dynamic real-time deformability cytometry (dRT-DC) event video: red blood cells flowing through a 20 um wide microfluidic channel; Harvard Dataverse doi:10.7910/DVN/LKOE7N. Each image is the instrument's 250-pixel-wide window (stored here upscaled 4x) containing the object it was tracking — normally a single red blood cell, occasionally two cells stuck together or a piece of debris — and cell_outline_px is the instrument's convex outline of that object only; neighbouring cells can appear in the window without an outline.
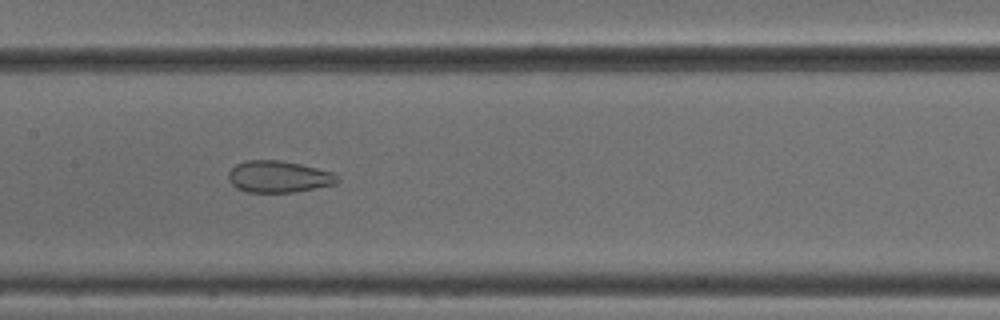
{"species": "common noctule bat (a hibernating species)", "species_latin": "Nyctalus noctula", "temperature_condition": "cold", "stored_images_in_passage": 52, "camera_frame_rate_fps": 3000, "um_per_image_px": 0.085, "animal": {"sex": "male", "body_mass_g": 18.8}, "frame": {"image": 1, "passage_image": 26, "time_ms": 8.333, "image_size_px": [1000, 320], "cell_outline_px": [[340, 180], [336, 184], [292, 192], [248, 192], [236, 188], [228, 180], [228, 172], [236, 164], [248, 160], [280, 160], [300, 164], [332, 172], [340, 176]], "centroid_in_image_um": [23.68, 15.01], "position_along_channel_um": 183.7, "area_um2": 20.11}}
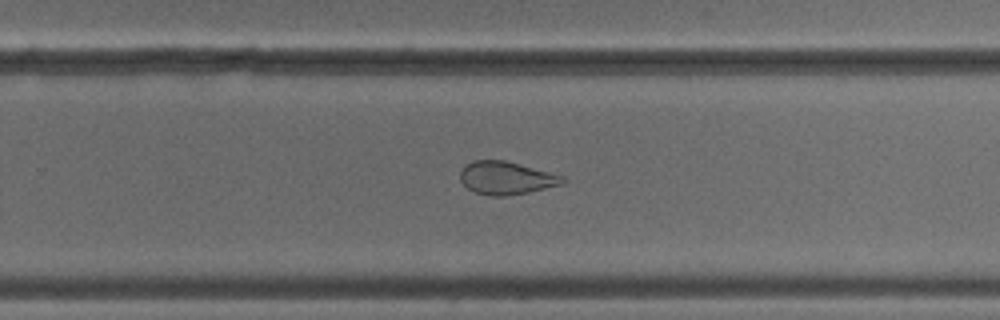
{"frame": {"image": 2, "passage_image": 34, "time_ms": 11.0, "image_size_px": [1000, 320], "cell_outline_px": [[568, 180], [564, 184], [528, 192], [504, 196], [492, 196], [476, 192], [468, 188], [460, 180], [460, 172], [464, 164], [472, 160], [504, 160], [564, 176]], "centroid_in_image_um": [43.03, 15.12], "position_along_channel_um": 286.8, "area_um2": 19.65}}
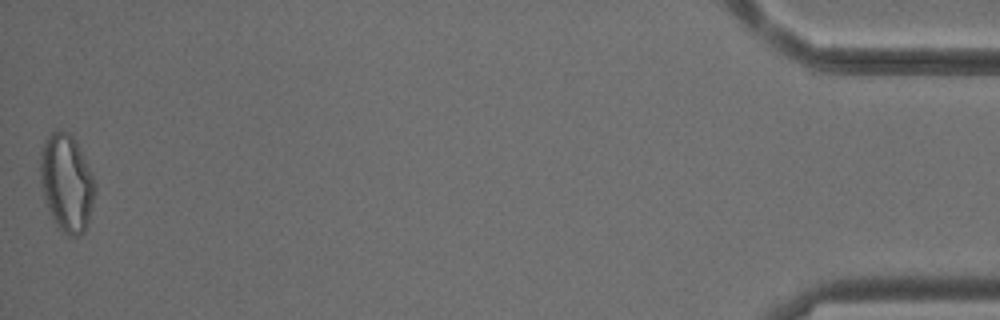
{"frame": {"image": 3, "passage_image": 52, "time_ms": 17.0, "image_size_px": [1000, 320], "cell_outline_px": [[96, 192], [88, 220], [84, 232], [80, 236], [68, 236], [56, 228], [44, 200], [40, 184], [40, 152], [44, 140], [56, 128], [68, 132], [72, 136], [80, 148], [96, 184]], "centroid_in_image_um": [5.64, 15.56], "position_along_channel_um": 429.6, "area_um2": 31.5}, "authors_computed_cell_mechanics": {"area_um2": 26.5013, "velocity_mm_per_s": 3.8753, "shape_relaxation_time_tau1_ms": null, "shape_relaxation_time_tau2_ms": 1.3818, "deformation_change_tau1": null, "deformation_change_tau2": 0.0891}}